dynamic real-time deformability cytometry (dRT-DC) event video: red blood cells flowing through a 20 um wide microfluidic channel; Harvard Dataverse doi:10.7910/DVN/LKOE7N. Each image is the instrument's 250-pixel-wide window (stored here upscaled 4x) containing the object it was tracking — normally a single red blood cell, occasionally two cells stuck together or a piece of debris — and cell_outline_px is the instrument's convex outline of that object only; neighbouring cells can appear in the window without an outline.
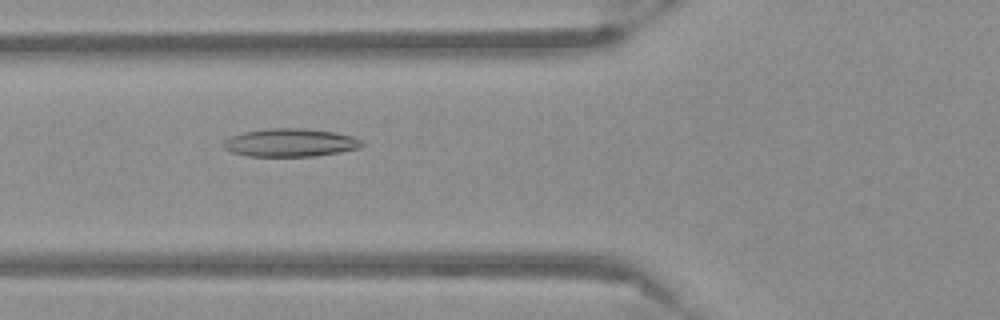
{"species": "Egyptian fruit bat (a non-hibernating species)", "species_latin": "Rousettus aegyptiacus", "temperature_condition": "warm", "stored_images_in_passage": 49, "camera_frame_rate_fps": 3000, "um_per_image_px": 0.085, "frame": {"image": 1, "passage_image": 16, "time_ms": 5.0, "image_size_px": [1000, 320], "cell_outline_px": [[364, 144], [360, 148], [340, 152], [316, 156], [248, 156], [232, 152], [224, 148], [224, 140], [232, 136], [244, 132], [268, 128], [304, 128], [336, 132], [352, 136], [360, 140]], "centroid_in_image_um": [24.7, 12.12], "position_along_channel_um": 101.1, "area_um2": 22.66}}
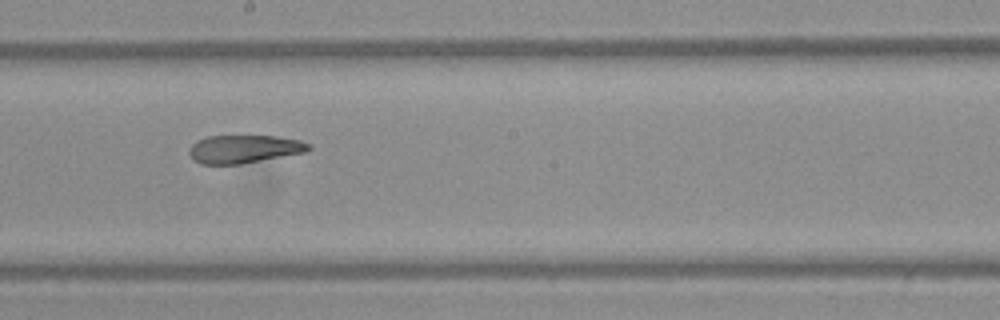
{"frame": {"image": 2, "passage_image": 26, "time_ms": 8.333, "image_size_px": [1000, 320], "cell_outline_px": [[312, 148], [304, 152], [240, 164], [200, 164], [192, 160], [188, 152], [192, 144], [196, 140], [208, 136], [276, 136], [300, 140], [308, 144]], "centroid_in_image_um": [20.69, 12.66], "position_along_channel_um": 227.5, "area_um2": 19.48}}
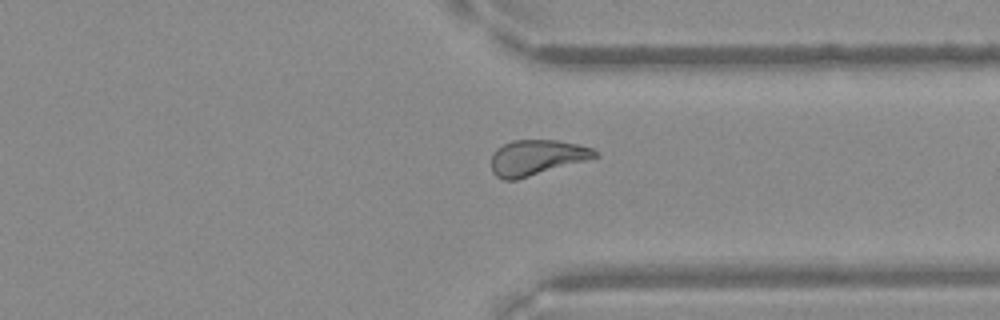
{"frame": {"image": 3, "passage_image": 37, "time_ms": 12.0, "image_size_px": [1000, 320], "cell_outline_px": [[600, 156], [516, 180], [504, 180], [496, 176], [492, 172], [492, 156], [496, 148], [512, 140], [556, 140], [580, 144], [592, 148], [600, 152]], "centroid_in_image_um": [45.63, 13.38], "position_along_channel_um": 365.8, "area_um2": 21.39}}